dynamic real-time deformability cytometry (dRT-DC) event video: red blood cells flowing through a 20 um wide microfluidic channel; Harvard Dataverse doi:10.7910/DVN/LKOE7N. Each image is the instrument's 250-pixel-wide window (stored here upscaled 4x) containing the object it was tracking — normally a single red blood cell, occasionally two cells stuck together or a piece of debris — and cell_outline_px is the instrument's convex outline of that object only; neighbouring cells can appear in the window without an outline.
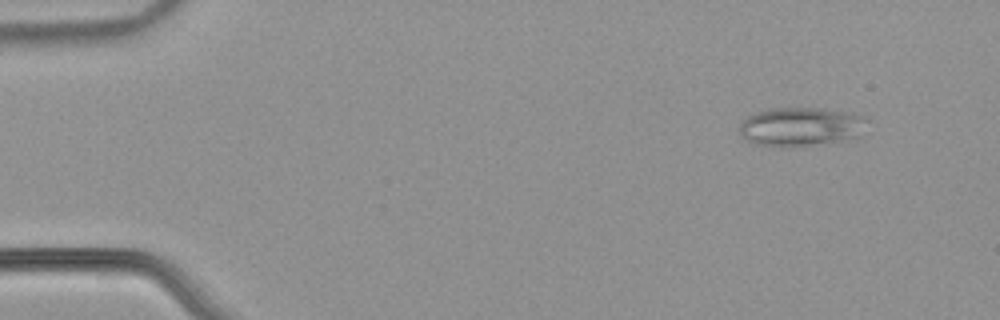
{"species": "common noctule bat (a hibernating species)", "species_latin": "Nyctalus noctula", "temperature_condition": "warm", "stored_images_in_passage": 53, "camera_frame_rate_fps": 3000, "um_per_image_px": 0.085, "animal": {"sex": "male", "body_mass_g": 21.5, "forearm_length_mm": 52.0}, "frame": {"image": 1, "passage_image": 5, "time_ms": 1.333, "image_size_px": [1000, 320], "cell_outline_px": [[868, 120], [864, 136], [796, 148], [780, 148], [752, 144], [744, 140], [740, 132], [740, 124], [748, 116], [756, 112], [768, 108], [820, 108], [844, 112], [864, 116]], "centroid_in_image_um": [68.07, 10.8], "position_along_channel_um": 16.9, "area_um2": 29.65}}
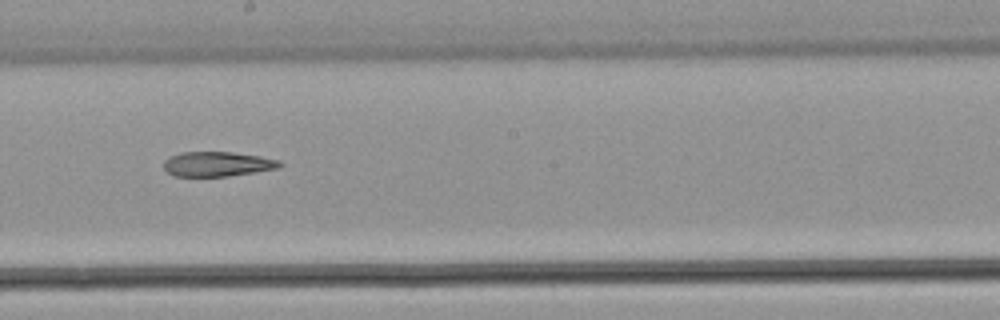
{"frame": {"image": 2, "passage_image": 30, "time_ms": 9.667, "image_size_px": [1000, 320], "cell_outline_px": [[284, 164], [280, 168], [256, 172], [228, 176], [172, 176], [164, 168], [164, 160], [168, 156], [180, 152], [232, 152], [260, 156], [280, 160]], "centroid_in_image_um": [18.49, 13.94], "position_along_channel_um": 229.7, "area_um2": 16.94}}
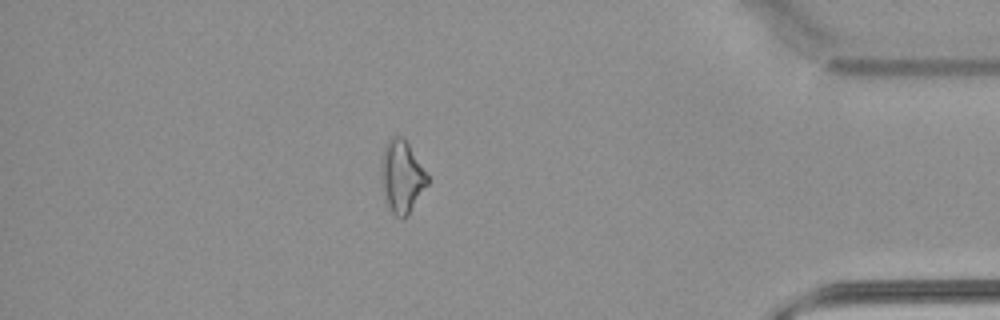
{"frame": {"image": 3, "passage_image": 46, "time_ms": 15.0, "image_size_px": [1000, 320], "cell_outline_px": [[428, 184], [404, 220], [400, 220], [392, 212], [384, 200], [380, 184], [380, 160], [384, 144], [392, 136], [400, 136], [408, 144], [428, 176]], "centroid_in_image_um": [34.09, 15.04], "position_along_channel_um": 401.1, "area_um2": 19.77}}